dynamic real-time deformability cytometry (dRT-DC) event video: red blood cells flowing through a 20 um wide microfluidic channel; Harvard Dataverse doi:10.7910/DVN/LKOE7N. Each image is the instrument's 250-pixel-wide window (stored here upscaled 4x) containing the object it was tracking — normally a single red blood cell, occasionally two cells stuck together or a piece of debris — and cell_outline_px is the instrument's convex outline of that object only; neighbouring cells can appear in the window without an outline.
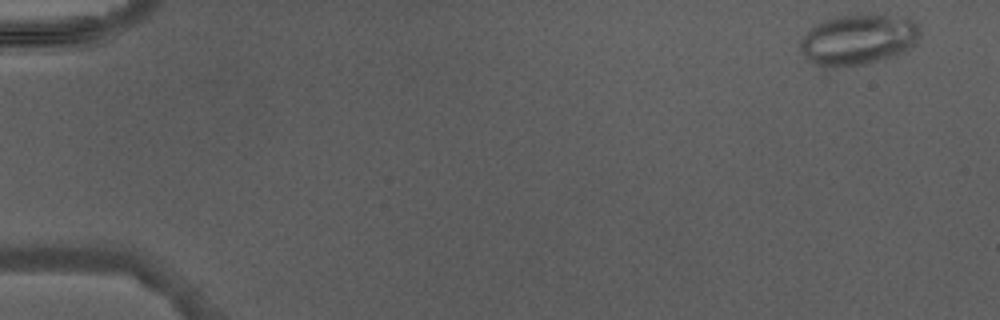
{"species": "Egyptian fruit bat (a non-hibernating species)", "species_latin": "Rousettus aegyptiacus", "temperature_condition": "warm", "stored_images_in_passage": 4, "camera_frame_rate_fps": 3000, "um_per_image_px": 0.085, "animal": {"sex": "male"}, "frame": {"image": 1, "passage_image": 1, "time_ms": 0.0, "image_size_px": [1000, 320], "cell_outline_px": [[920, 36], [916, 44], [892, 56], [868, 64], [812, 64], [800, 52], [800, 36], [816, 24], [832, 16], [872, 12], [908, 16], [916, 24], [920, 32]], "centroid_in_image_um": [72.97, 3.27], "position_along_channel_um": 12.0, "area_um2": 35.72}}